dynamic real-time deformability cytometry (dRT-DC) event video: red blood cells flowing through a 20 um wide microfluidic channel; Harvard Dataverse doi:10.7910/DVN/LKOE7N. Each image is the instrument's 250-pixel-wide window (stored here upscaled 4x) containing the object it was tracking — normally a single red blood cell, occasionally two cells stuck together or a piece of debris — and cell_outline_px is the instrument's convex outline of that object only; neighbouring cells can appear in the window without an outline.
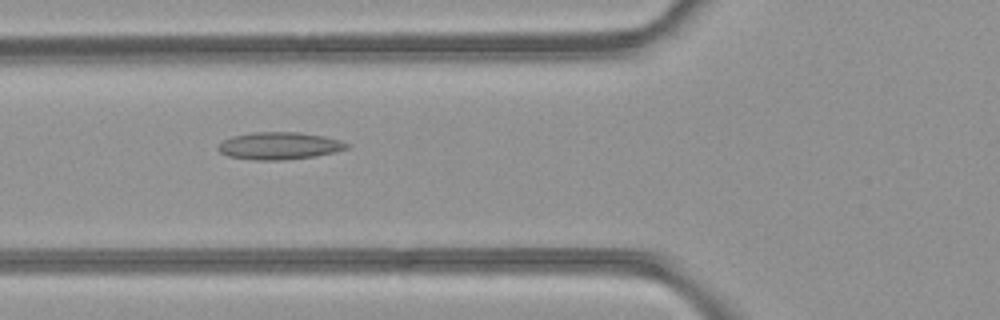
{"species": "common noctule bat (a hibernating species)", "species_latin": "Nyctalus noctula", "temperature_condition": "room temperature", "stored_images_in_passage": 34, "camera_frame_rate_fps": 3000, "um_per_image_px": 0.085, "animal": {"sex": "female", "body_mass_g": 21.9}, "frame": {"image": 1, "passage_image": 3, "time_ms": 0.667, "image_size_px": [1000, 320], "cell_outline_px": [[348, 148], [316, 156], [284, 160], [252, 160], [228, 156], [220, 152], [216, 148], [224, 140], [232, 136], [252, 132], [300, 132], [324, 136], [340, 140], [348, 144]], "centroid_in_image_um": [23.71, 12.39], "position_along_channel_um": 102.1, "area_um2": 20.46}}
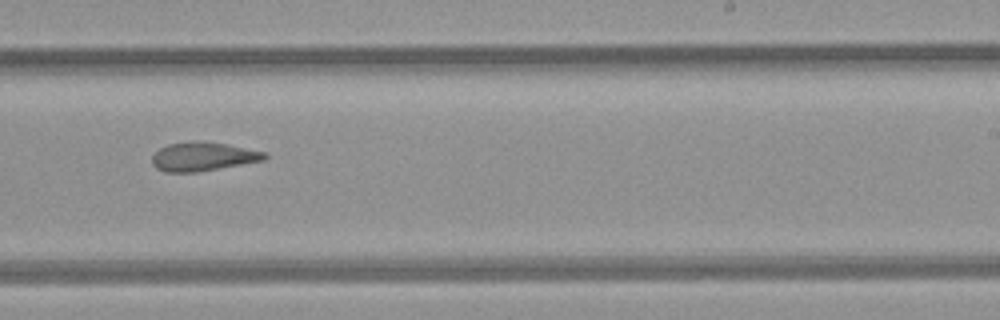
{"frame": {"image": 2, "passage_image": 15, "time_ms": 4.667, "image_size_px": [1000, 320], "cell_outline_px": [[268, 156], [264, 160], [220, 168], [196, 172], [164, 172], [156, 168], [152, 164], [152, 156], [160, 148], [168, 144], [196, 140], [228, 144], [268, 152]], "centroid_in_image_um": [17.27, 13.3], "position_along_channel_um": 271.7, "area_um2": 19.02}}
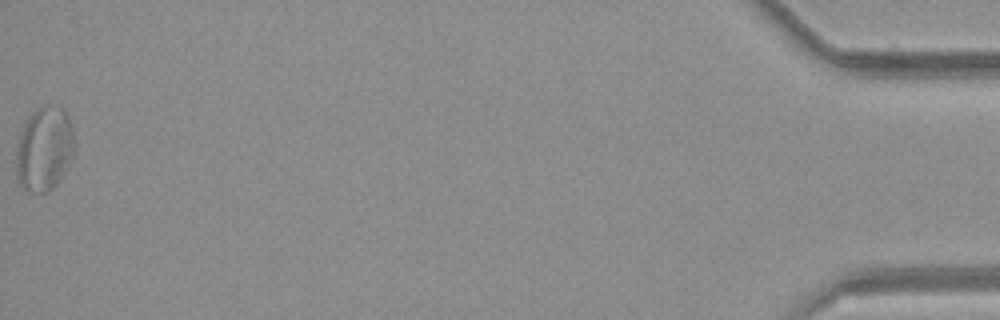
{"frame": {"image": 3, "passage_image": 34, "time_ms": 11.0, "image_size_px": [1000, 320], "cell_outline_px": [[76, 148], [60, 180], [48, 192], [28, 192], [20, 184], [16, 172], [16, 148], [24, 124], [32, 112], [44, 104], [48, 104], [64, 108], [68, 116], [72, 128], [76, 144]], "centroid_in_image_um": [3.78, 12.64], "position_along_channel_um": 431.4, "area_um2": 28.84}}